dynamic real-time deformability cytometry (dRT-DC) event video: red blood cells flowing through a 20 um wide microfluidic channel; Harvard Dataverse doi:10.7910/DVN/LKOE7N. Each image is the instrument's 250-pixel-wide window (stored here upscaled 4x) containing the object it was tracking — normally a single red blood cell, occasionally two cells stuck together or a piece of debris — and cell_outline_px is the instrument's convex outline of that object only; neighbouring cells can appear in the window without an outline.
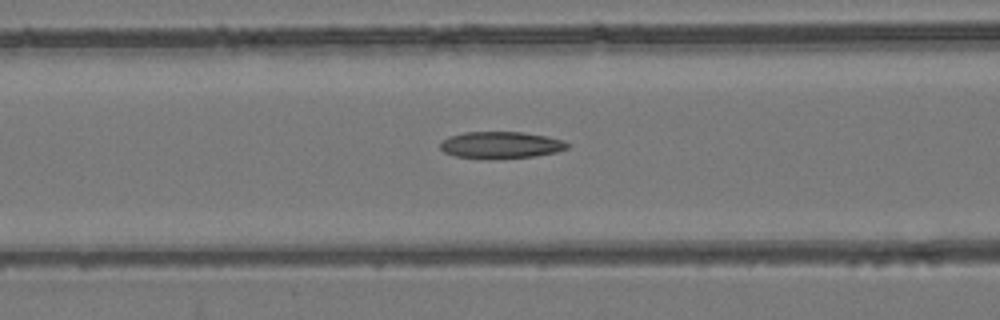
{"species": "common noctule bat (a hibernating species)", "species_latin": "Nyctalus noctula", "temperature_condition": "room temperature", "stored_images_in_passage": 42, "camera_frame_rate_fps": 3000, "um_per_image_px": 0.085, "animal": {"sex": "female", "body_mass_g": 24.6, "forearm_length_mm": 56.2}, "frame": {"image": 1, "passage_image": 9, "time_ms": 2.667, "image_size_px": [1000, 320], "cell_outline_px": [[568, 148], [556, 152], [536, 156], [488, 160], [484, 160], [456, 156], [444, 152], [440, 148], [440, 144], [448, 136], [464, 132], [524, 132], [564, 140], [568, 144]], "centroid_in_image_um": [42.55, 12.34], "position_along_channel_um": 124.1, "area_um2": 20.11}}
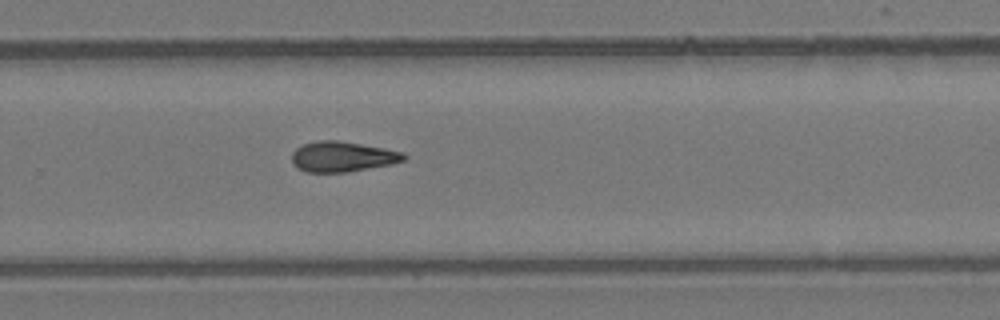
{"frame": {"image": 2, "passage_image": 23, "time_ms": 7.333, "image_size_px": [1000, 320], "cell_outline_px": [[408, 156], [404, 160], [392, 164], [348, 172], [308, 172], [296, 168], [292, 164], [292, 152], [296, 148], [304, 144], [316, 140], [336, 140], [384, 148], [404, 152]], "centroid_in_image_um": [29.1, 13.32], "position_along_channel_um": 300.7, "area_um2": 19.88}}
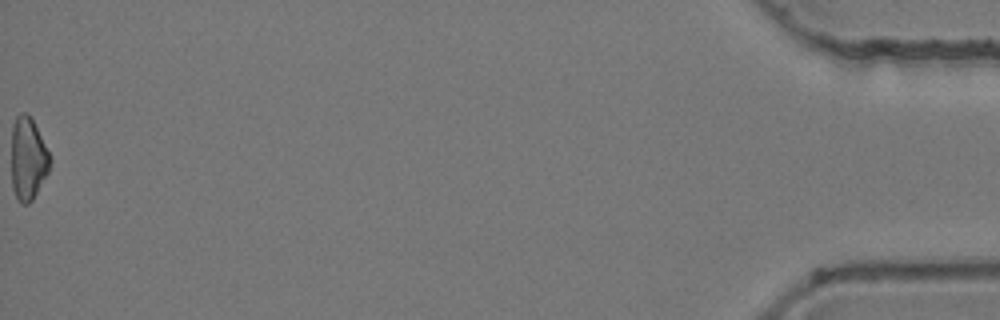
{"frame": {"image": 3, "passage_image": 42, "time_ms": 13.667, "image_size_px": [1000, 320], "cell_outline_px": [[52, 160], [48, 172], [32, 200], [28, 204], [20, 204], [12, 188], [12, 124], [16, 116], [20, 112], [28, 112], [32, 116]], "centroid_in_image_um": [2.38, 13.44], "position_along_channel_um": 432.8, "area_um2": 18.79}}